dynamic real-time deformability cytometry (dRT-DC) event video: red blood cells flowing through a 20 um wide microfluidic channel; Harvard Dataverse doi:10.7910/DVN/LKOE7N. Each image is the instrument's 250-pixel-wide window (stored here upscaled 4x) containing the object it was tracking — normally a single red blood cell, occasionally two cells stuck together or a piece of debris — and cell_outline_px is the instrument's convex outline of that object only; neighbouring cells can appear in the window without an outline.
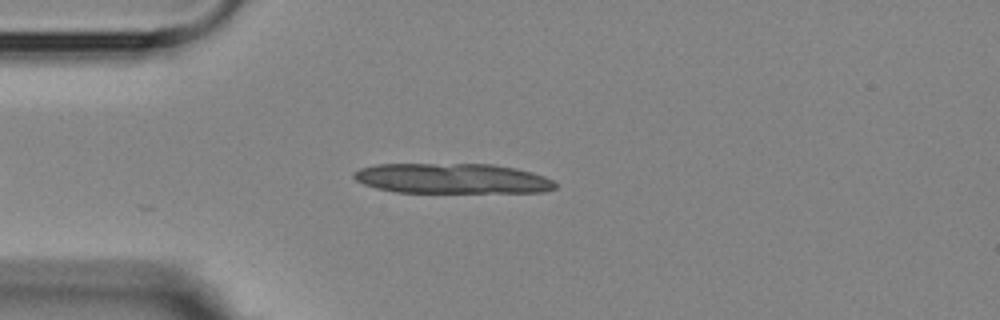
{"species": "Egyptian fruit bat (a non-hibernating species)", "species_latin": "Rousettus aegyptiacus", "temperature_condition": "room temperature", "stored_images_in_passage": 8, "segment_of_instrument_passage": [1, 2], "camera_frame_rate_fps": 3000, "um_per_image_px": 0.085, "animal": {"sex": "female"}, "frame": {"image": 1, "passage_image": 1, "time_ms": 0.0, "image_size_px": [1000, 320], "cell_outline_px": [[556, 188], [544, 192], [396, 192], [376, 188], [364, 184], [356, 180], [352, 176], [352, 172], [360, 168], [376, 164], [492, 164], [516, 168], [532, 172], [544, 176], [552, 180], [556, 184]], "centroid_in_image_um": [38.42, 15.17], "position_along_channel_um": 46.6, "area_um2": 35.49}}